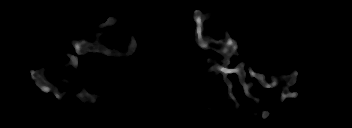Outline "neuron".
<instances>
[{"label":"neuron","mask_w":352,"mask_h":128,"mask_svg":"<svg viewBox=\"0 0 352 128\" xmlns=\"http://www.w3.org/2000/svg\"><path fill=\"white\" fill-rule=\"evenodd\" d=\"M210 14H205L203 15L200 10H195L193 19L196 22V28H195V41L198 44V46L203 49V50H208L212 49L215 52L221 54L224 57V62L222 63V66L219 65V63H214L211 67H209L206 72L210 73L211 71L219 72L223 74V82L228 86V95L226 97L227 100H233L235 102V108L238 109L240 107V104L237 102L235 96L232 93V88L233 84L232 82L226 78V75L236 73L239 77V82L243 86V90L245 95L253 99L254 96L250 94L249 90L251 89L253 82H251L249 85L246 84L245 77H246V72L244 70V62L239 63L236 67L234 68H227L228 64L230 63V58L232 56H239V53H237L238 49V44L236 41H234L228 32L225 33L226 40H219L216 41L212 37L206 36L203 31V22L207 20V17L209 15L213 16L214 12H209ZM116 23V19L113 18H108V20L105 23L100 24V28H105L109 25H112ZM97 39L95 40L94 43H89L86 40H72V45L75 49V52L79 55L86 54L88 52L92 53H97L101 52L105 55H112L114 57H122V56H130L132 55L136 48H137V43L135 40V37L131 35V42L128 45V50L126 52H119L117 50L109 49L107 46L105 47L104 45H101L99 35H95ZM67 56L71 59V64L74 66V68L78 69V58L76 56H73L69 53H67ZM28 71L31 74V78L34 80L36 86L40 88V90L43 93H48V92H53L55 97L58 100L63 99V93L59 94L57 92L58 88L57 85H53L52 83L46 81V77L44 74V68L40 67V70L34 71L32 69H28ZM248 71L252 77L257 78L259 84H261L262 87L264 88H273L278 86V82L275 77H271V83H267L265 81V76L263 74L254 72L252 68L249 66ZM297 75L298 72L294 71L291 75L285 76L286 79V84L287 86H281L282 88V93L280 100L283 101L285 98H297L299 95L298 92L291 93L288 89V86H292L296 83L297 81ZM103 95L95 94L94 96H91L90 93L88 92H79L76 94V97L81 99L83 102H86V100H89L91 103H95L96 99L99 97H102ZM261 99L258 98L255 100V105H258L260 103ZM262 111V116L263 118H267L269 116L268 111Z\"/></svg>","instance_id":"1"}]
</instances>
